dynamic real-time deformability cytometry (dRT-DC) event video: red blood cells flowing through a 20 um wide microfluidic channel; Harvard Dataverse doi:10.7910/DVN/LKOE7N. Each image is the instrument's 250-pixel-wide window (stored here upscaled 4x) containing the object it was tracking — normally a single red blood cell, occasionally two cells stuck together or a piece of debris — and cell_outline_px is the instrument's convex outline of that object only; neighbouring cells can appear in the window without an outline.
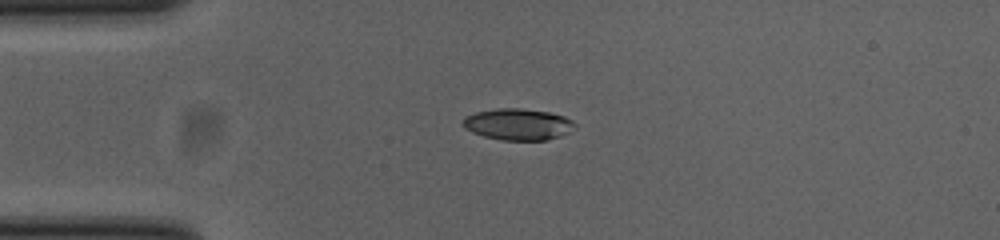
{"species": "common noctule bat (a hibernating species)", "species_latin": "Nyctalus noctula", "temperature_condition": "cold", "stored_images_in_passage": 41, "camera_frame_rate_fps": 3000, "um_per_image_px": 0.085, "animal": {"sex": "female", "body_mass_g": 23.0, "forearm_length_mm": 53.4}, "frame": {"image": 1, "passage_image": 1, "time_ms": 0.0, "image_size_px": [1000, 240], "cell_outline_px": [[576, 124], [568, 132], [560, 136], [548, 140], [504, 140], [484, 136], [472, 132], [464, 128], [460, 124], [464, 116], [476, 112], [496, 108], [520, 108], [548, 112], [564, 116], [572, 120]], "centroid_in_image_um": [43.98, 10.56], "position_along_channel_um": 41.0, "area_um2": 20.58}}
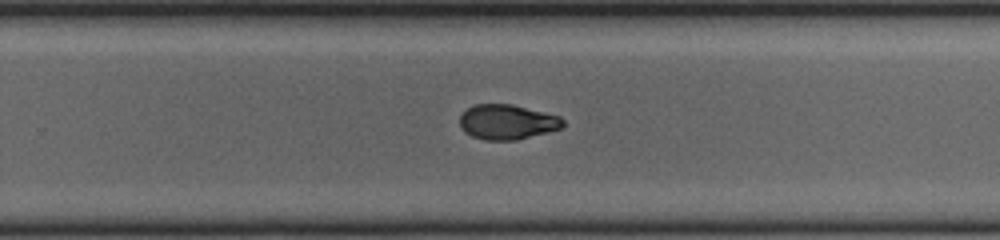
{"frame": {"image": 2, "passage_image": 22, "time_ms": 7.0, "image_size_px": [1000, 240], "cell_outline_px": [[564, 124], [560, 128], [516, 140], [484, 140], [472, 136], [464, 132], [460, 124], [460, 116], [472, 104], [512, 104], [560, 116], [564, 120]], "centroid_in_image_um": [43.09, 10.36], "position_along_channel_um": 286.7, "area_um2": 20.87}}
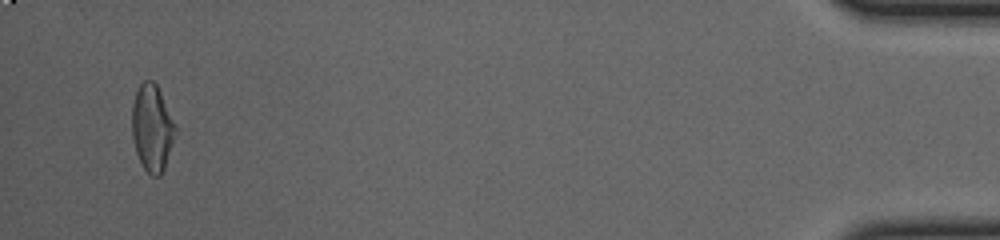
{"frame": {"image": 3, "passage_image": 39, "time_ms": 12.667, "image_size_px": [1000, 240], "cell_outline_px": [[176, 128], [164, 168], [160, 176], [152, 176], [144, 168], [136, 152], [132, 136], [132, 104], [136, 92], [140, 84], [144, 80], [152, 80], [156, 84], [176, 124]], "centroid_in_image_um": [12.91, 10.85], "position_along_channel_um": 422.3, "area_um2": 21.56}, "authors_computed_cell_mechanics": {"area_um2": 21.2126, "velocity_mm_per_s": 3.8751, "shape_relaxation_time_tau1_ms": 4.2232, "shape_relaxation_time_tau2_ms": 3.2943, "deformation_change_tau1": 0.1511, "deformation_change_tau2": 0.0809}}